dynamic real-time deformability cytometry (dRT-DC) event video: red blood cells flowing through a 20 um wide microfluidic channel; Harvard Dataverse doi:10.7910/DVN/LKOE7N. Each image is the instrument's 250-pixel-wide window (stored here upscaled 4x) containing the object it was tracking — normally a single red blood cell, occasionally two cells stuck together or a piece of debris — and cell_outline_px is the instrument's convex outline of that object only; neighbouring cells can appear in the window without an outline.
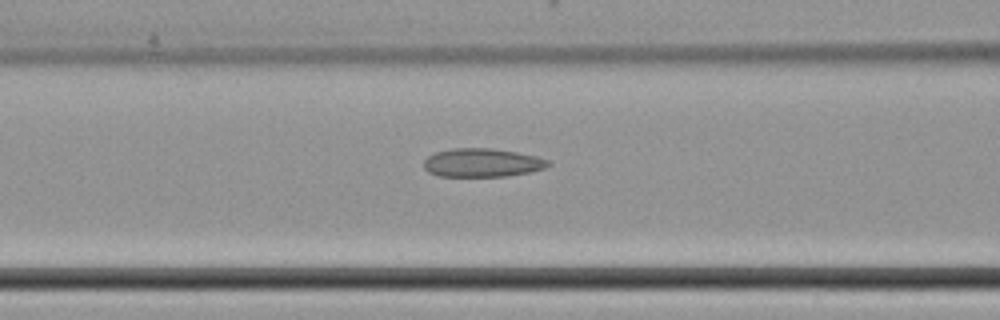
{"species": "common noctule bat (a hibernating species)", "species_latin": "Nyctalus noctula", "temperature_condition": "cold", "stored_images_in_passage": 15, "camera_frame_rate_fps": 3000, "um_per_image_px": 0.085, "animal": {"sex": "female", "body_mass_g": 22.7, "forearm_length_mm": 54.2}, "frame": {"image": 1, "passage_image": 13, "time_ms": 4.0, "image_size_px": [1000, 320], "cell_outline_px": [[552, 164], [544, 168], [528, 172], [508, 176], [440, 176], [428, 172], [424, 168], [424, 160], [428, 156], [436, 152], [452, 148], [492, 148], [516, 152], [536, 156], [548, 160]], "centroid_in_image_um": [40.97, 13.82], "position_along_channel_um": 125.6, "area_um2": 20.63}}